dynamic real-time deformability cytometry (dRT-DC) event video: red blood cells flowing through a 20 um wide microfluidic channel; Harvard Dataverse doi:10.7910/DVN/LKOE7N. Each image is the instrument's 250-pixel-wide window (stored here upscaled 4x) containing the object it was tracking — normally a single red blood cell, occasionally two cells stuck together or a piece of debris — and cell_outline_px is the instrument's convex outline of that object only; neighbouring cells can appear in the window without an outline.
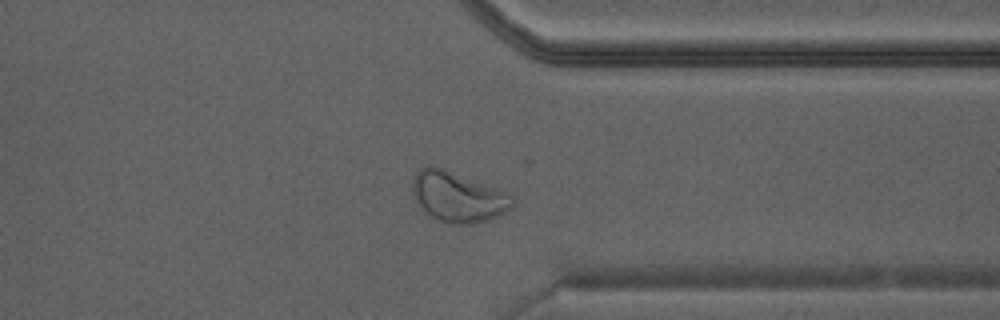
{"species": "Egyptian fruit bat (a non-hibernating species)", "species_latin": "Rousettus aegyptiacus", "temperature_condition": "warm", "stored_images_in_passage": 30, "camera_frame_rate_fps": 3000, "um_per_image_px": 0.085, "animal": {"sex": "male"}, "frame": {"image": 1, "passage_image": 22, "time_ms": 7.0, "image_size_px": [1000, 320], "cell_outline_px": [[516, 204], [512, 208], [496, 216], [472, 224], [448, 224], [424, 212], [416, 200], [412, 188], [412, 180], [416, 172], [424, 164], [432, 164], [444, 168], [496, 188], [516, 196]], "centroid_in_image_um": [38.92, 16.7], "position_along_channel_um": 372.5, "area_um2": 29.48}}